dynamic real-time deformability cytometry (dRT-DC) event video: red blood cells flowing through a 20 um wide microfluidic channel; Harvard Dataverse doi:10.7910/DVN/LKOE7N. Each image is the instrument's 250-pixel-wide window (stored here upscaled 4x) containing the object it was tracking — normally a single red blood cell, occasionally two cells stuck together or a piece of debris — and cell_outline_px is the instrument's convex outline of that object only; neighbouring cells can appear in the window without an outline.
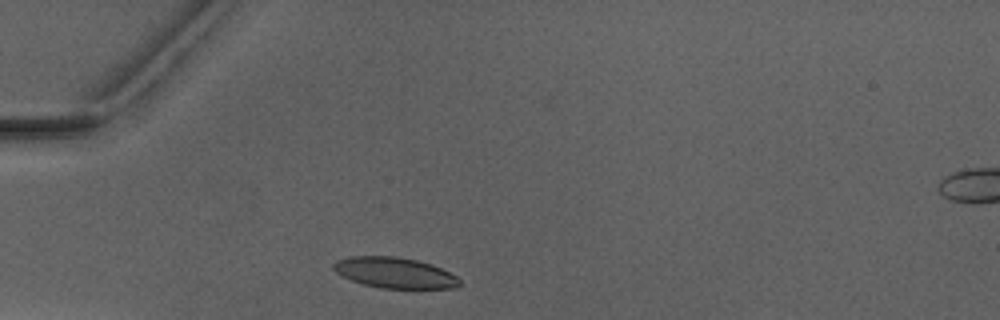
{"species": "Egyptian fruit bat (a non-hibernating species)", "species_latin": "Rousettus aegyptiacus", "temperature_condition": "warm", "stored_images_in_passage": 2, "camera_frame_rate_fps": 3000, "um_per_image_px": 0.085, "animal": {"sex": "male"}, "frame": {"image": 1, "passage_image": 1, "time_ms": 0.0, "image_size_px": [1000, 320], "cell_outline_px": [[460, 284], [452, 288], [380, 288], [364, 284], [352, 280], [336, 272], [332, 268], [332, 264], [336, 260], [348, 256], [396, 256], [416, 260], [432, 264], [456, 276], [460, 280]], "centroid_in_image_um": [33.51, 23.17], "position_along_channel_um": 51.5, "area_um2": 22.43}}